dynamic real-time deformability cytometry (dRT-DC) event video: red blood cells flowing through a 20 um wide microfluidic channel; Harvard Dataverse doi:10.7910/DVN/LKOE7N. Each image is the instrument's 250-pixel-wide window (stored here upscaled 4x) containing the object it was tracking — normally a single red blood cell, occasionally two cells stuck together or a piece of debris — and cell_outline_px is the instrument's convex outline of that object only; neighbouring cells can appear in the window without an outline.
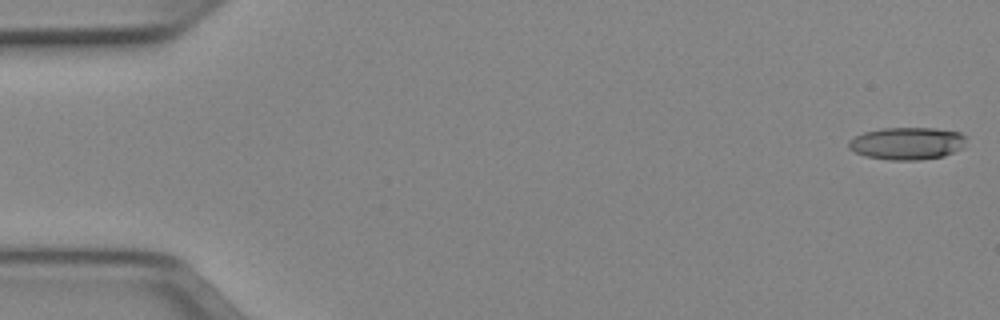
{"species": "Egyptian fruit bat (a non-hibernating species)", "species_latin": "Rousettus aegyptiacus", "temperature_condition": "cold", "stored_images_in_passage": 51, "camera_frame_rate_fps": 3000, "um_per_image_px": 0.085, "animal": {"sex": "female"}, "frame": {"image": 1, "passage_image": 1, "time_ms": 0.0, "image_size_px": [1000, 320], "cell_outline_px": [[968, 136], [964, 144], [960, 148], [944, 156], [916, 160], [892, 160], [864, 156], [848, 148], [848, 140], [864, 132], [880, 128], [936, 128], [960, 132]], "centroid_in_image_um": [77.1, 12.18], "position_along_channel_um": 7.9, "area_um2": 22.25}}
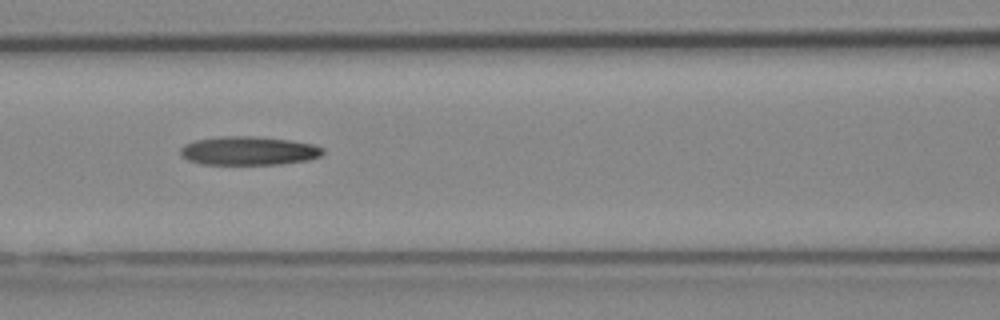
{"frame": {"image": 2, "passage_image": 22, "time_ms": 7.0, "image_size_px": [1000, 320], "cell_outline_px": [[324, 152], [320, 156], [308, 160], [280, 164], [200, 164], [188, 160], [180, 156], [180, 148], [184, 144], [196, 140], [220, 136], [256, 136], [288, 140], [312, 144], [324, 148]], "centroid_in_image_um": [21.1, 12.81], "position_along_channel_um": 145.5, "area_um2": 23.87}}
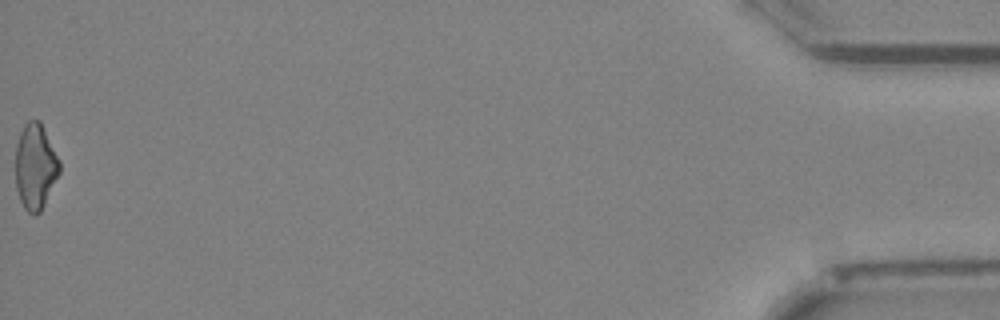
{"frame": {"image": 3, "passage_image": 51, "time_ms": 16.667, "image_size_px": [1000, 320], "cell_outline_px": [[60, 172], [40, 212], [28, 212], [24, 208], [20, 200], [16, 188], [16, 144], [20, 132], [24, 124], [28, 120], [40, 120], [60, 160]], "centroid_in_image_um": [3.0, 14.11], "position_along_channel_um": 432.2, "area_um2": 21.85}, "authors_computed_cell_mechanics": {"area_um2": 23.0044, "velocity_mm_per_s": 4.0115, "shape_relaxation_time_tau1_ms": 8.472, "shape_relaxation_time_tau2_ms": null, "deformation_change_tau1": 0.2223, "deformation_change_tau2": null}}